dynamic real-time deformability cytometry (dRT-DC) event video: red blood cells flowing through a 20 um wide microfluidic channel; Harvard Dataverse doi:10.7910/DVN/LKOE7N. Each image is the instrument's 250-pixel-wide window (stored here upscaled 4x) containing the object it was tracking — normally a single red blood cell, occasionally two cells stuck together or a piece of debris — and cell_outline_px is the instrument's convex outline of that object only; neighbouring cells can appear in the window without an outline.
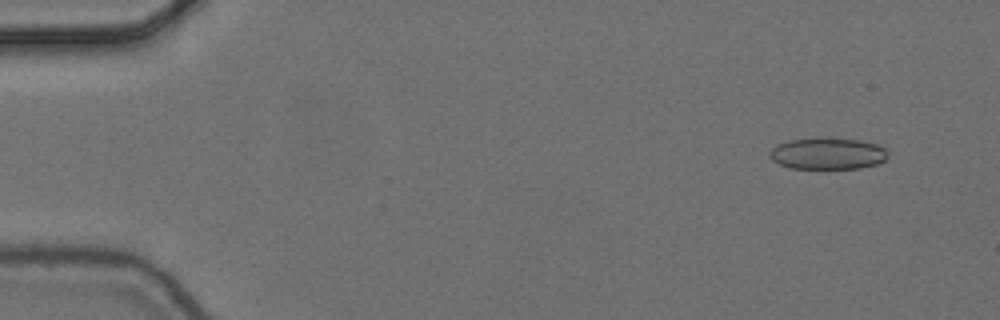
{"species": "common noctule bat (a hibernating species)", "species_latin": "Nyctalus noctula", "temperature_condition": "cold", "stored_images_in_passage": 9, "camera_frame_rate_fps": 3000, "um_per_image_px": 0.085, "animal": {"sex": "female", "body_mass_g": 24.6, "forearm_length_mm": 56.2}, "frame": {"image": 1, "passage_image": 1, "time_ms": 0.0, "image_size_px": [1000, 320], "cell_outline_px": [[888, 156], [884, 160], [876, 164], [860, 168], [788, 168], [772, 160], [768, 156], [768, 152], [776, 144], [788, 140], [816, 136], [860, 140], [876, 144], [884, 148], [888, 152]], "centroid_in_image_um": [70.3, 13.02], "position_along_channel_um": 14.7, "area_um2": 22.2}}
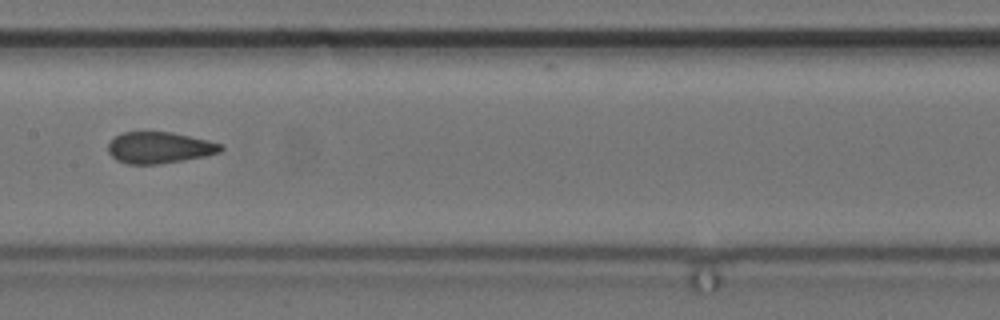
{"frame": {"image": 2, "passage_image": 7, "time_ms": 2.0, "image_size_px": [1000, 320], "cell_outline_px": [[224, 148], [220, 152], [204, 156], [156, 164], [128, 164], [116, 160], [108, 152], [108, 144], [120, 132], [172, 132], [208, 140], [224, 144]], "centroid_in_image_um": [13.55, 12.54], "position_along_channel_um": 193.9, "area_um2": 20.52}}
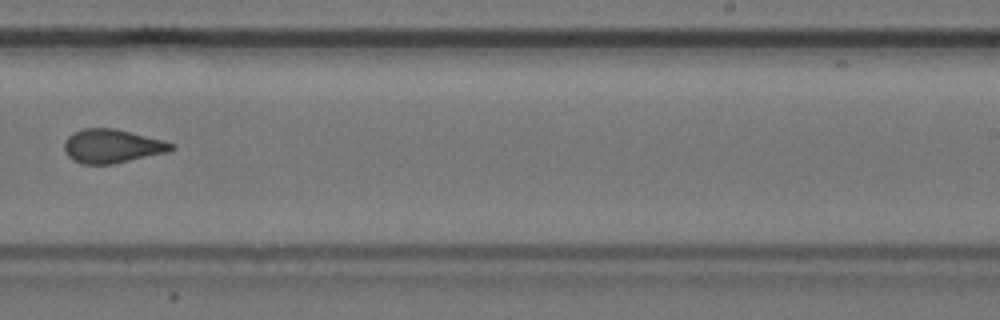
{"frame": {"image": 3, "passage_image": 9, "time_ms": 2.667, "image_size_px": [1000, 320], "cell_outline_px": [[176, 148], [168, 152], [112, 164], [84, 164], [72, 160], [68, 156], [64, 148], [64, 144], [68, 136], [72, 132], [84, 128], [116, 128], [164, 140], [176, 144]], "centroid_in_image_um": [9.55, 12.41], "position_along_channel_um": 279.5, "area_um2": 21.21}}